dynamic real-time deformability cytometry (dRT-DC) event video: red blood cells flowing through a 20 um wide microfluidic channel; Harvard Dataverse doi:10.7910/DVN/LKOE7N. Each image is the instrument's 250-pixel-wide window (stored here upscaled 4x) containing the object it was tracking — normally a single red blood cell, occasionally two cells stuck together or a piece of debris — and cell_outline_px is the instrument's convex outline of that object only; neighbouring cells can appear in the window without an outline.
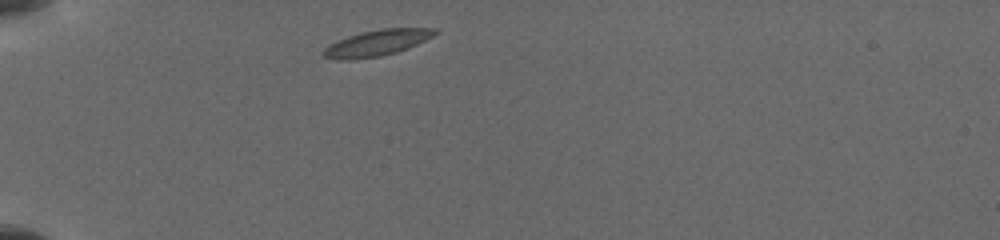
{"species": "common noctule bat (a hibernating species)", "species_latin": "Nyctalus noctula", "temperature_condition": "cold", "stored_images_in_passage": 39, "camera_frame_rate_fps": 3000, "um_per_image_px": 0.085, "animal": {"sex": "female", "body_mass_g": 19.5, "forearm_length_mm": 54.1}, "frame": {"image": 1, "passage_image": 1, "time_ms": 0.0, "image_size_px": [1000, 240], "cell_outline_px": [[440, 32], [408, 48], [396, 52], [380, 56], [348, 60], [336, 60], [324, 56], [320, 52], [328, 44], [348, 36], [360, 32], [380, 28], [436, 28]], "centroid_in_image_um": [32.0, 3.64], "position_along_channel_um": 53.0, "area_um2": 16.99}}
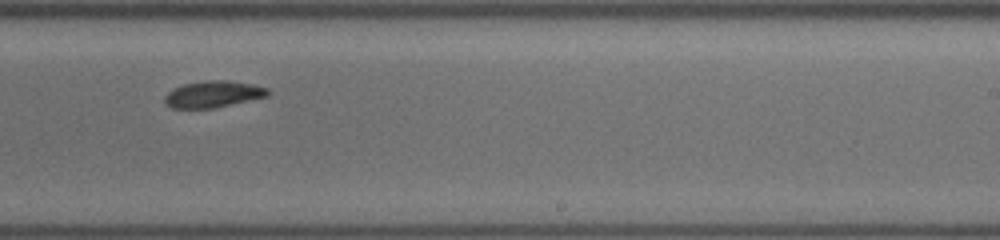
{"frame": {"image": 2, "passage_image": 24, "time_ms": 6.333, "image_size_px": [1000, 240], "cell_outline_px": [[272, 92], [268, 96], [212, 108], [172, 108], [164, 100], [164, 96], [172, 88], [184, 84], [204, 80], [224, 80], [252, 84], [268, 88]], "centroid_in_image_um": [18.12, 7.99], "position_along_channel_um": 270.9, "area_um2": 15.9}}
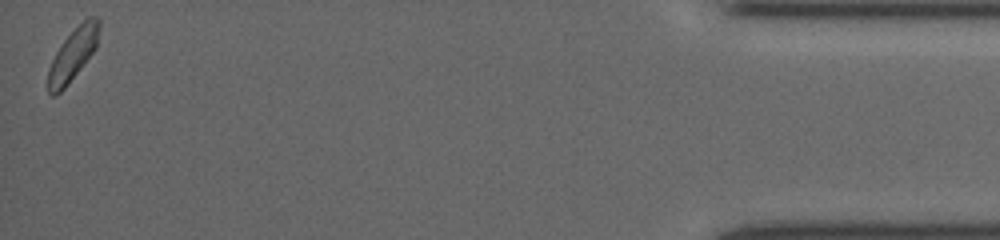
{"frame": {"image": 3, "passage_image": 39, "time_ms": 12.333, "image_size_px": [1000, 240], "cell_outline_px": [[100, 24], [96, 48], [68, 84], [56, 96], [52, 96], [48, 92], [48, 68], [60, 44], [88, 16], [96, 16], [100, 20]], "centroid_in_image_um": [6.19, 4.64], "position_along_channel_um": 429.0, "area_um2": 15.32}}